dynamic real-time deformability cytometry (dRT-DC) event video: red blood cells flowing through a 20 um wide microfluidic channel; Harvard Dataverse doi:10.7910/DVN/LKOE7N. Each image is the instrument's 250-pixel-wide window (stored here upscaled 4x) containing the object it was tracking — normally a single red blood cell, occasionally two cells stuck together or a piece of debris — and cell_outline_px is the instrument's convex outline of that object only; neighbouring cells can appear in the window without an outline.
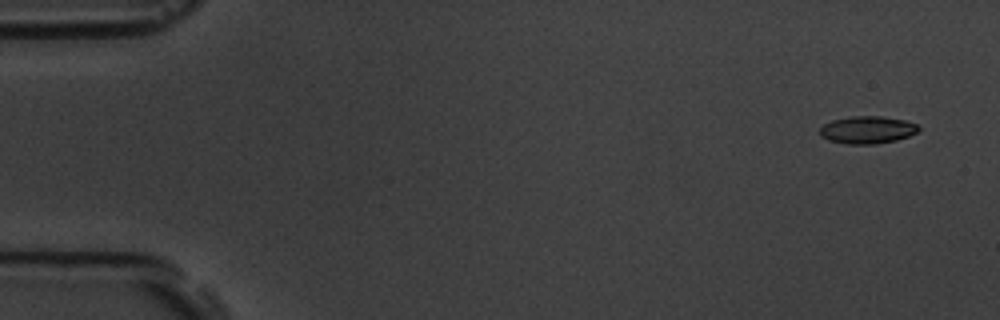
{"species": "common noctule bat (a hibernating species)", "species_latin": "Nyctalus noctula", "temperature_condition": "room temperature", "stored_images_in_passage": 4, "camera_frame_rate_fps": 3000, "um_per_image_px": 0.085, "animal": {"sex": "male", "body_mass_g": 19.5, "forearm_length_mm": 54.6}, "frame": {"image": 1, "passage_image": 1, "time_ms": 0.0, "image_size_px": [1000, 320], "cell_outline_px": [[920, 128], [916, 132], [908, 136], [896, 140], [876, 144], [848, 144], [828, 140], [820, 136], [820, 128], [824, 124], [832, 120], [852, 116], [880, 116], [904, 120], [916, 124]], "centroid_in_image_um": [73.7, 11.04], "position_along_channel_um": 11.3, "area_um2": 15.72}}